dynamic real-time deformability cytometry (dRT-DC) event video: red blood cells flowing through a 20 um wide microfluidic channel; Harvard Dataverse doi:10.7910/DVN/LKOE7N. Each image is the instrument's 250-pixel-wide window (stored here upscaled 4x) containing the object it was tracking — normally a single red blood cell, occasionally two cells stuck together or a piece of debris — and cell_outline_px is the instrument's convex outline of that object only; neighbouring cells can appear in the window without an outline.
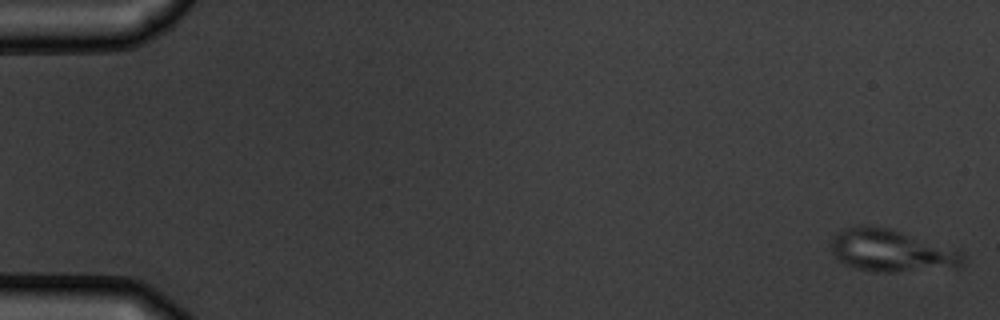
{"species": "common noctule bat (a hibernating species)", "species_latin": "Nyctalus noctula", "temperature_condition": "warm", "stored_images_in_passage": 5, "camera_frame_rate_fps": 3000, "um_per_image_px": 0.085, "animal": {"sex": "male", "body_mass_g": 19.5, "forearm_length_mm": 54.6}, "frame": {"image": 1, "passage_image": 1, "time_ms": 0.0, "image_size_px": [1000, 320], "cell_outline_px": [[964, 264], [956, 268], [896, 272], [876, 272], [852, 268], [844, 264], [832, 252], [832, 236], [836, 232], [844, 228], [892, 228], [960, 248], [964, 252]], "centroid_in_image_um": [75.9, 21.33], "position_along_channel_um": 9.1, "area_um2": 33.0}}